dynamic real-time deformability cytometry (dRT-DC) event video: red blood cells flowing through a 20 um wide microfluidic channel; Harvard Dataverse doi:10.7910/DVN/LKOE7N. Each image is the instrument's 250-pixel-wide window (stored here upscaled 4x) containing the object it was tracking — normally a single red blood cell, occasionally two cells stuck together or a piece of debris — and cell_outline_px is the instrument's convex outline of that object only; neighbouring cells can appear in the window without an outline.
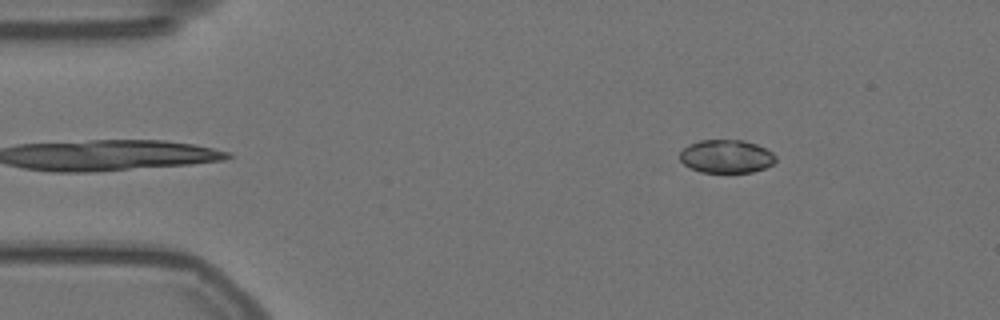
{"species": "Egyptian fruit bat (a non-hibernating species)", "species_latin": "Rousettus aegyptiacus", "temperature_condition": "warm", "stored_images_in_passage": 8, "camera_frame_rate_fps": 3000, "um_per_image_px": 0.085, "animal": {"sex": "female"}, "frame": {"image": 1, "passage_image": 3, "time_ms": 0.667, "image_size_px": [1000, 320], "cell_outline_px": [[776, 160], [772, 164], [764, 168], [752, 172], [700, 172], [684, 164], [680, 160], [680, 152], [688, 144], [700, 140], [744, 140], [756, 144], [772, 152], [776, 156]], "centroid_in_image_um": [61.73, 13.28], "position_along_channel_um": 23.3, "area_um2": 18.5}}